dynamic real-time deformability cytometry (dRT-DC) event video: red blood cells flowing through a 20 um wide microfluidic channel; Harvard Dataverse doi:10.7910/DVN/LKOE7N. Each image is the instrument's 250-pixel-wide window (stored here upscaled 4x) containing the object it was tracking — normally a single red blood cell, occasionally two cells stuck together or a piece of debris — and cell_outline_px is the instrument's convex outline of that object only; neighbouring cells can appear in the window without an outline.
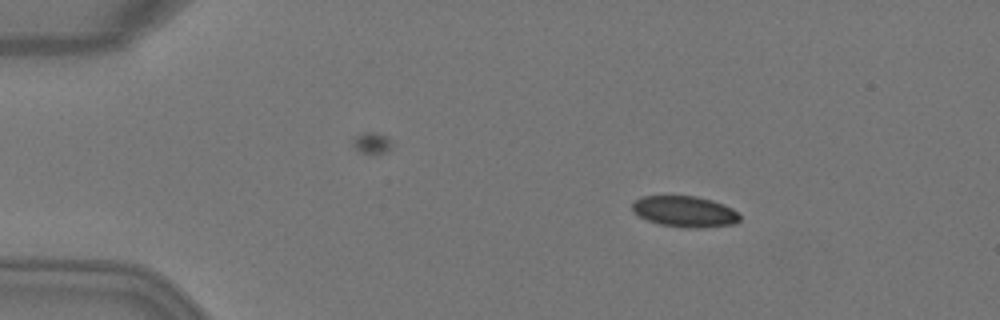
{"species": "Egyptian fruit bat (a non-hibernating species)", "species_latin": "Rousettus aegyptiacus", "temperature_condition": "warm", "stored_images_in_passage": 4, "camera_frame_rate_fps": 3000, "um_per_image_px": 0.085, "animal": {"sex": "female"}, "frame": {"image": 1, "passage_image": 2, "time_ms": 0.333, "image_size_px": [1000, 320], "cell_outline_px": [[740, 220], [736, 224], [700, 228], [688, 228], [660, 224], [648, 220], [640, 216], [632, 208], [632, 204], [640, 196], [696, 196], [712, 200], [724, 204], [740, 212]], "centroid_in_image_um": [58.27, 17.98], "position_along_channel_um": 26.7, "area_um2": 19.48}}